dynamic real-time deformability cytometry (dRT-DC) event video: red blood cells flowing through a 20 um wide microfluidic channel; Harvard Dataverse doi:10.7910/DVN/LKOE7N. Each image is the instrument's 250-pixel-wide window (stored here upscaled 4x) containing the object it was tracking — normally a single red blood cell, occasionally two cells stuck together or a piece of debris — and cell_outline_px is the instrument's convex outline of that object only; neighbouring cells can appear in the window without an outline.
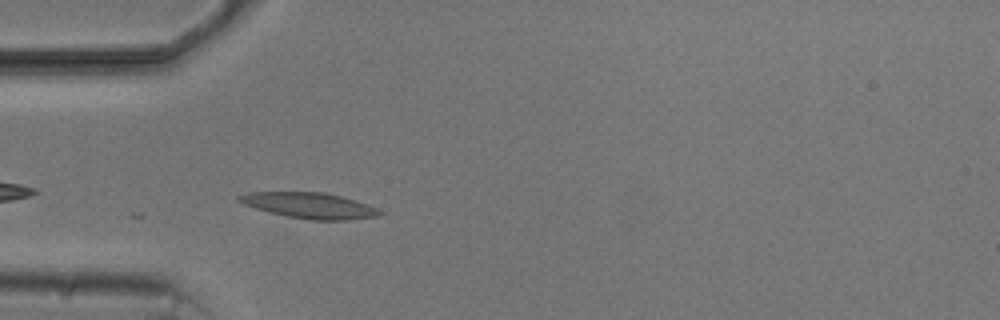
{"species": "common noctule bat (a hibernating species)", "species_latin": "Nyctalus noctula", "temperature_condition": "cold", "stored_images_in_passage": 4, "camera_frame_rate_fps": 3000, "um_per_image_px": 0.085, "animal": {"sex": "male", "body_mass_g": 20.5, "forearm_length_mm": 52.5}, "frame": {"image": 1, "passage_image": 4, "time_ms": 3.667, "image_size_px": [1000, 320], "cell_outline_px": [[384, 212], [376, 216], [348, 220], [312, 220], [288, 216], [268, 212], [244, 204], [236, 200], [236, 196], [248, 192], [324, 192], [356, 200], [368, 204]], "centroid_in_image_um": [26.29, 17.46], "position_along_channel_um": 58.7, "area_um2": 21.04}}